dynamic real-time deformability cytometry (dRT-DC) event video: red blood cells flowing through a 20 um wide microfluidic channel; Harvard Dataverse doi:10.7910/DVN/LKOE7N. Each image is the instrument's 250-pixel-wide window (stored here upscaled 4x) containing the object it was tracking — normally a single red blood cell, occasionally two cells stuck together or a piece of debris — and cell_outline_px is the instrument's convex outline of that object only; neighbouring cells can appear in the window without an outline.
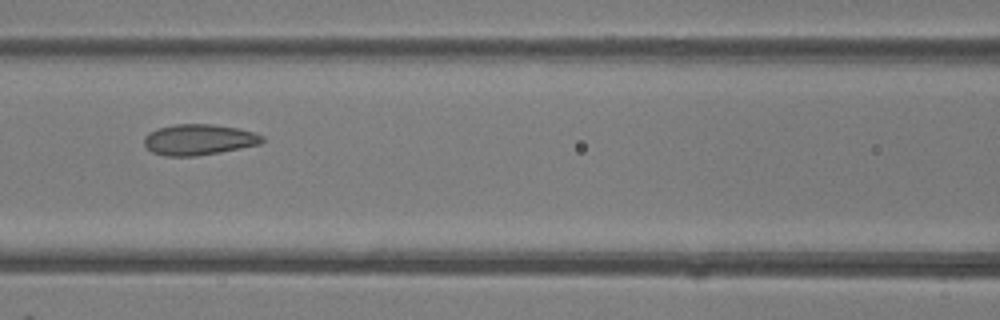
{"species": "common noctule bat (a hibernating species)", "species_latin": "Nyctalus noctula", "temperature_condition": "room temperature", "stored_images_in_passage": 7, "camera_frame_rate_fps": 3000, "um_per_image_px": 0.085, "animal": {"sex": "female"}, "frame": {"image": 1, "passage_image": 6, "time_ms": 1.667, "image_size_px": [1000, 320], "cell_outline_px": [[264, 140], [260, 144], [220, 152], [196, 156], [164, 156], [152, 152], [144, 144], [144, 136], [148, 132], [172, 124], [212, 124], [236, 128], [252, 132], [264, 136]], "centroid_in_image_um": [16.87, 11.87], "position_along_channel_um": 149.7, "area_um2": 21.15}}
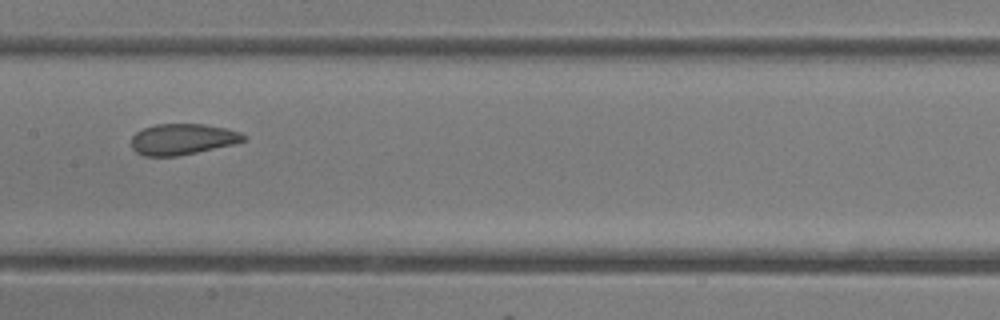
{"frame": {"image": 2, "passage_image": 7, "time_ms": 2.0, "image_size_px": [1000, 320], "cell_outline_px": [[248, 140], [236, 144], [176, 156], [144, 156], [136, 152], [132, 148], [132, 136], [136, 132], [144, 128], [156, 124], [204, 124], [228, 128], [240, 132]], "centroid_in_image_um": [15.54, 11.83], "position_along_channel_um": 191.9, "area_um2": 20.35}}